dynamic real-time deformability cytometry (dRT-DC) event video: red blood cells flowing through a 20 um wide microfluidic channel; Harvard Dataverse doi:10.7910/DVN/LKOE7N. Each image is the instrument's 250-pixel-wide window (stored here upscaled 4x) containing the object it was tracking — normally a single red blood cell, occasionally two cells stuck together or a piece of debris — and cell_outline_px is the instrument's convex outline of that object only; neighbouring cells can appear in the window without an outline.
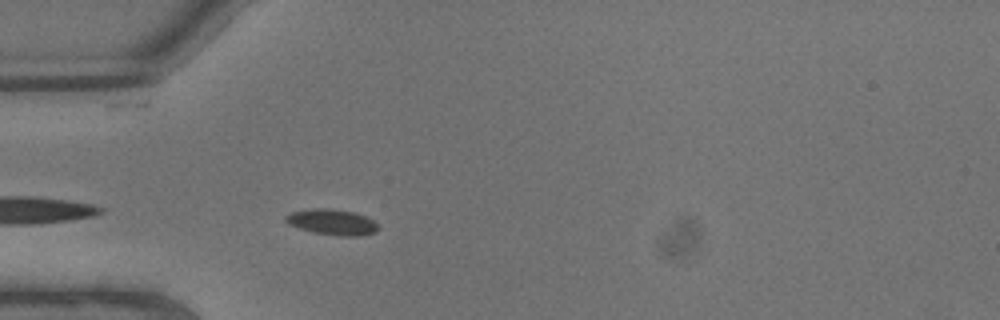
{"species": "common noctule bat (a hibernating species)", "species_latin": "Nyctalus noctula", "temperature_condition": "warm", "stored_images_in_passage": 5, "segment_of_instrument_passage": [2, 2], "camera_frame_rate_fps": 3000, "um_per_image_px": 0.085, "animal": {"sex": "male", "body_mass_g": 13.3}, "frame": {"image": 1, "passage_image": 5, "time_ms": 1.333, "image_size_px": [1000, 320], "cell_outline_px": [[380, 228], [376, 232], [364, 236], [340, 236], [312, 232], [288, 224], [284, 220], [284, 216], [292, 212], [312, 208], [328, 208], [352, 212], [364, 216], [372, 220]], "centroid_in_image_um": [28.22, 18.89], "position_along_channel_um": 56.8, "area_um2": 13.87}}